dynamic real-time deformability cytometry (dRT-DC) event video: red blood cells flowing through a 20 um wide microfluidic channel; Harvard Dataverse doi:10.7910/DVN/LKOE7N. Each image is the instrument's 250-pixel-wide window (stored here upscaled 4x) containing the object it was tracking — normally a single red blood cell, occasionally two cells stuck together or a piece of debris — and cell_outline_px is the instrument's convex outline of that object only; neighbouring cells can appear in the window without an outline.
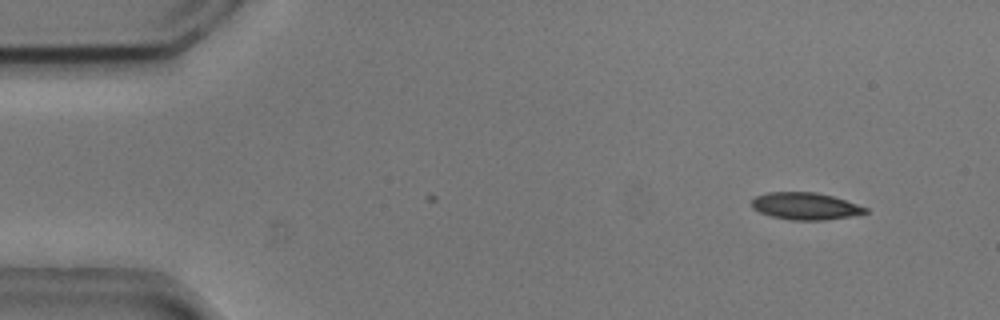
{"species": "common noctule bat (a hibernating species)", "species_latin": "Nyctalus noctula", "temperature_condition": "cold", "stored_images_in_passage": 50, "camera_frame_rate_fps": 3000, "um_per_image_px": 0.085, "animal": {"sex": "male", "body_mass_g": 20.5, "forearm_length_mm": 52.5}, "frame": {"image": 1, "passage_image": 1, "time_ms": 0.0, "image_size_px": [1000, 320], "cell_outline_px": [[868, 212], [848, 216], [824, 220], [792, 220], [772, 216], [760, 212], [752, 208], [752, 200], [756, 196], [768, 192], [816, 192], [832, 196], [868, 208]], "centroid_in_image_um": [68.43, 17.51], "position_along_channel_um": 16.6, "area_um2": 17.69}}
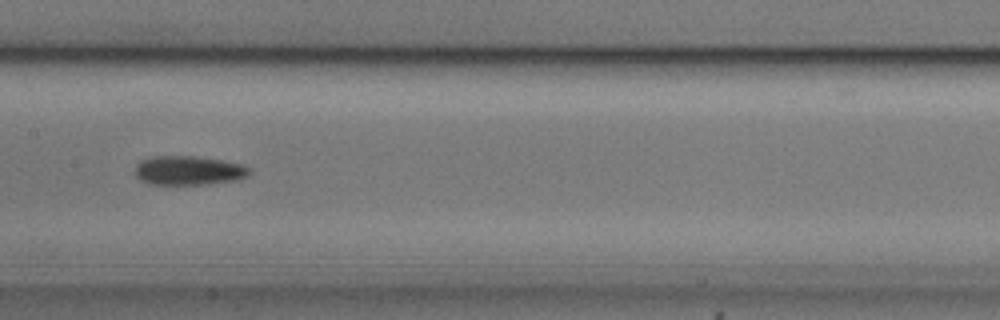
{"frame": {"image": 2, "passage_image": 23, "time_ms": 7.333, "image_size_px": [1000, 320], "cell_outline_px": [[252, 172], [248, 176], [240, 180], [212, 184], [148, 184], [140, 180], [136, 176], [136, 164], [140, 160], [152, 156], [196, 156], [220, 160], [240, 164], [252, 168]], "centroid_in_image_um": [16.07, 14.5], "position_along_channel_um": 191.3, "area_um2": 19.71}}
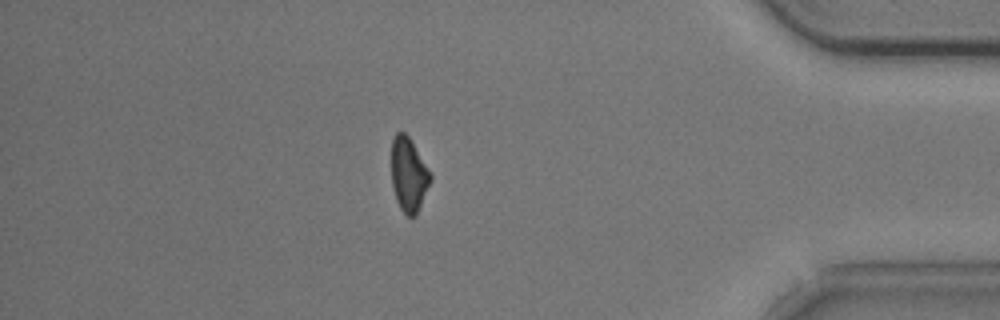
{"frame": {"image": 3, "passage_image": 43, "time_ms": 14.0, "image_size_px": [1000, 320], "cell_outline_px": [[432, 180], [416, 216], [408, 216], [400, 208], [396, 200], [392, 184], [392, 140], [396, 132], [404, 132], [408, 136], [432, 172]], "centroid_in_image_um": [34.76, 14.85], "position_along_channel_um": 400.4, "area_um2": 16.94}, "authors_computed_cell_mechanics": {"area_um2": 18.5827, "velocity_mm_per_s": 3.7068, "shape_relaxation_time_tau1_ms": 3.86, "shape_relaxation_time_tau2_ms": null, "deformation_change_tau1": 0.1361, "deformation_change_tau2": null}}